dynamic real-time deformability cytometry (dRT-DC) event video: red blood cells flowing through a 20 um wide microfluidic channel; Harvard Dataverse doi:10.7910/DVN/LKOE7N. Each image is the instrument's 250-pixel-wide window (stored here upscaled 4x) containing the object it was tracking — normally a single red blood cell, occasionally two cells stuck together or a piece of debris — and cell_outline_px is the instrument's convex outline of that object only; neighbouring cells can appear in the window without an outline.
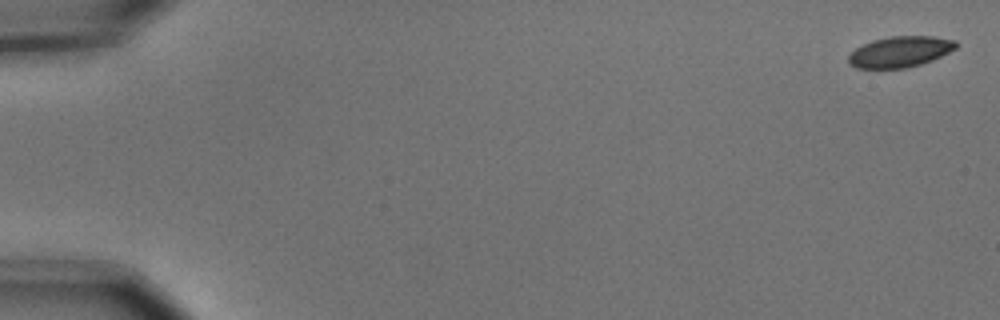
{"species": "common noctule bat (a hibernating species)", "species_latin": "Nyctalus noctula", "temperature_condition": "cold", "stored_images_in_passage": 2, "camera_frame_rate_fps": 3000, "um_per_image_px": 0.085, "animal": {"sex": "male", "body_mass_g": 15.6}, "frame": {"image": 1, "passage_image": 1, "time_ms": 0.0, "image_size_px": [1000, 320], "cell_outline_px": [[956, 48], [932, 60], [920, 64], [904, 68], [856, 68], [848, 64], [848, 56], [856, 48], [872, 40], [892, 36], [932, 36], [956, 40]], "centroid_in_image_um": [76.48, 4.4], "position_along_channel_um": 8.5, "area_um2": 19.19}}